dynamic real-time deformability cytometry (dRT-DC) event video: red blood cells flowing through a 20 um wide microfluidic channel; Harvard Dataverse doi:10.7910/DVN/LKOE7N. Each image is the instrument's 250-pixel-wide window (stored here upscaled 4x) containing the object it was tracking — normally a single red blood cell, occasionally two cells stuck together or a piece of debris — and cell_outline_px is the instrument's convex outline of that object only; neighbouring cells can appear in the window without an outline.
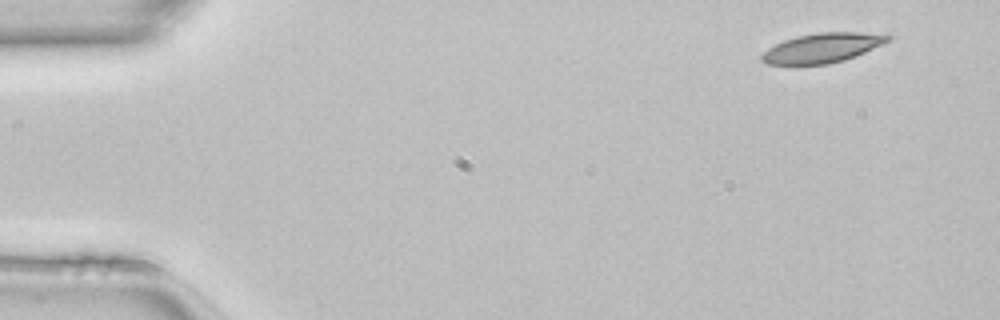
{"species": "common noctule bat (a hibernating species)", "species_latin": "Nyctalus noctula", "temperature_condition": "room temperature", "stored_images_in_passage": 47, "camera_frame_rate_fps": 3000, "um_per_image_px": 0.085, "animal": {"sex": "female", "body_mass_g": 22.7, "forearm_length_mm": 54.2}, "frame": {"image": 1, "passage_image": 1, "time_ms": 0.0, "image_size_px": [1000, 320], "cell_outline_px": [[892, 40], [864, 52], [844, 60], [828, 64], [768, 64], [760, 60], [760, 56], [768, 48], [784, 40], [796, 36], [820, 32], [888, 32], [892, 36]], "centroid_in_image_um": [69.98, 4.04], "position_along_channel_um": 15.0, "area_um2": 21.91}}
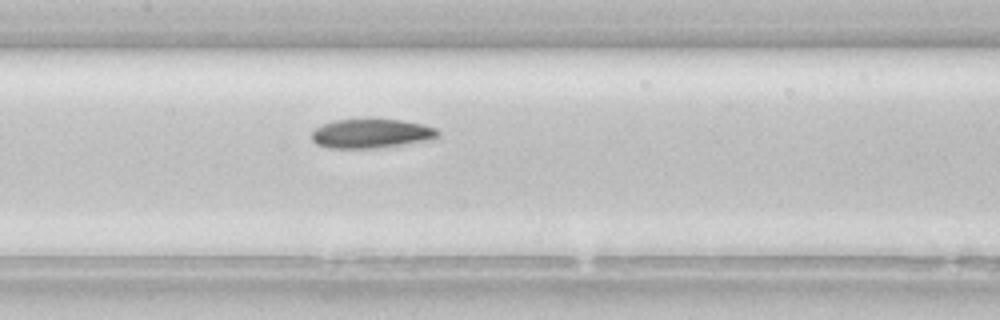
{"frame": {"image": 2, "passage_image": 21, "time_ms": 6.667, "image_size_px": [1000, 320], "cell_outline_px": [[440, 136], [436, 140], [376, 148], [328, 148], [316, 144], [312, 140], [312, 132], [316, 128], [332, 120], [368, 116], [400, 120], [420, 124], [436, 128], [440, 132]], "centroid_in_image_um": [31.59, 11.32], "position_along_channel_um": 175.8, "area_um2": 22.48}}
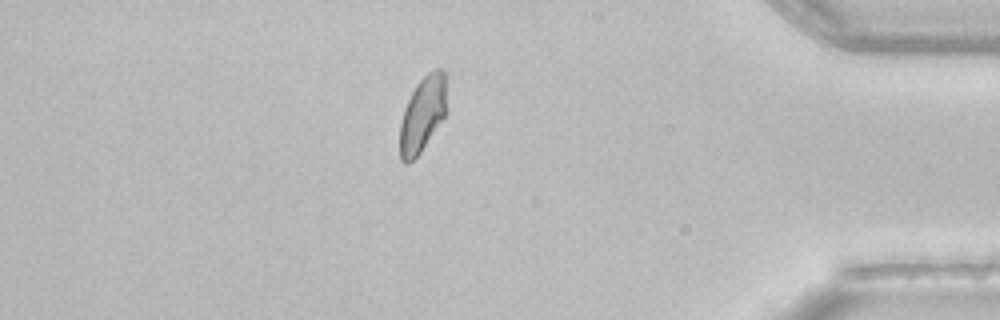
{"frame": {"image": 3, "passage_image": 40, "time_ms": 13.0, "image_size_px": [1000, 320], "cell_outline_px": [[448, 112], [420, 152], [408, 164], [404, 164], [400, 160], [400, 124], [404, 108], [416, 84], [428, 72], [436, 68], [440, 68], [444, 72]], "centroid_in_image_um": [35.93, 9.7], "position_along_channel_um": 399.3, "area_um2": 20.69}, "authors_computed_cell_mechanics": {"area_um2": 21.9062, "velocity_mm_per_s": 4.1312, "shape_relaxation_time_tau1_ms": 5.0455, "shape_relaxation_time_tau2_ms": 4.4765, "deformation_change_tau1": 0.1263, "deformation_change_tau2": 0.0785}}